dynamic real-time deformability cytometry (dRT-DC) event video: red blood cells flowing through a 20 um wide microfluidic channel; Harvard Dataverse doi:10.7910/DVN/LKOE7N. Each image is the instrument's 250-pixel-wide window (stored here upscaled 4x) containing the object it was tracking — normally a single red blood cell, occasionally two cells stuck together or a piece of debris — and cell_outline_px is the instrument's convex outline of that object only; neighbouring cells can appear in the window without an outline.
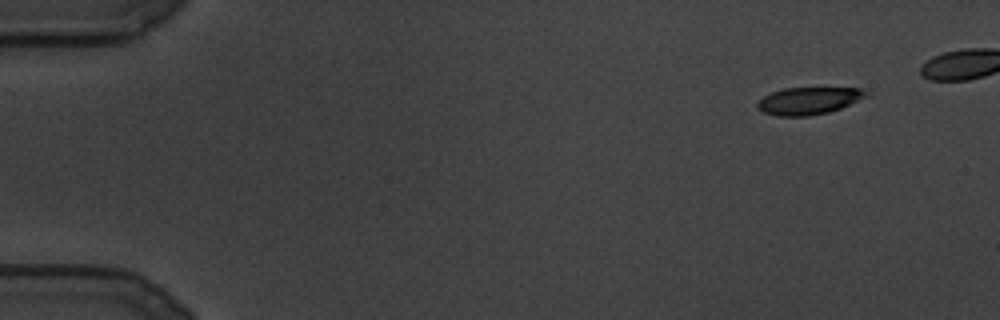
{"species": "common noctule bat (a hibernating species)", "species_latin": "Nyctalus noctula", "temperature_condition": "cold", "stored_images_in_passage": 90, "camera_frame_rate_fps": 3000, "um_per_image_px": 0.085, "animal": {"sex": "male", "body_mass_g": 19.5, "forearm_length_mm": 54.6}, "frame": {"image": 1, "passage_image": 1, "time_ms": 0.0, "image_size_px": [1000, 320], "cell_outline_px": [[872, 96], [840, 108], [828, 112], [808, 116], [780, 116], [764, 112], [756, 108], [756, 104], [764, 96], [772, 92], [784, 88], [860, 88], [872, 92]], "centroid_in_image_um": [68.82, 8.55], "position_along_channel_um": 16.2, "area_um2": 17.46}}
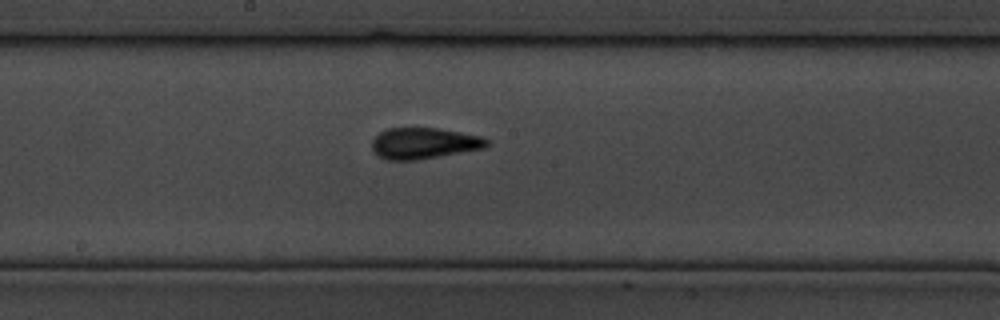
{"frame": {"image": 2, "passage_image": 52, "time_ms": 17.0, "image_size_px": [1000, 320], "cell_outline_px": [[488, 144], [484, 148], [420, 160], [388, 160], [380, 156], [372, 148], [372, 140], [380, 132], [388, 128], [436, 128], [460, 132], [480, 136], [488, 140]], "centroid_in_image_um": [36.03, 12.18], "position_along_channel_um": 212.2, "area_um2": 20.69}}
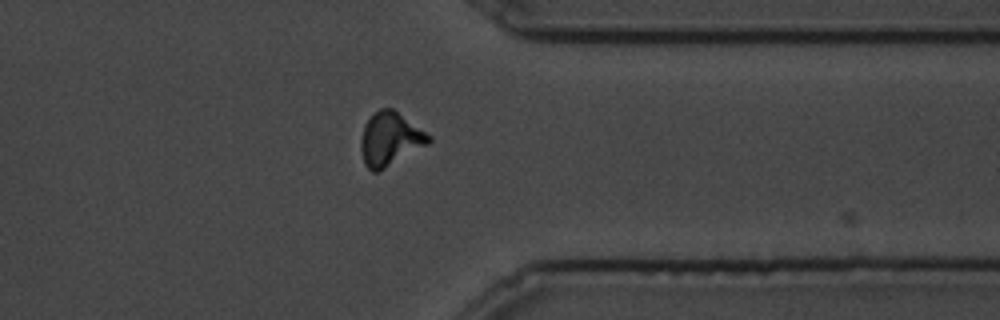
{"frame": {"image": 3, "passage_image": 80, "time_ms": 26.333, "image_size_px": [1000, 320], "cell_outline_px": [[432, 140], [428, 144], [384, 168], [376, 172], [372, 172], [364, 164], [360, 148], [360, 140], [364, 124], [380, 108], [392, 108], [432, 136]], "centroid_in_image_um": [33.14, 11.82], "position_along_channel_um": 378.3, "area_um2": 20.87}}